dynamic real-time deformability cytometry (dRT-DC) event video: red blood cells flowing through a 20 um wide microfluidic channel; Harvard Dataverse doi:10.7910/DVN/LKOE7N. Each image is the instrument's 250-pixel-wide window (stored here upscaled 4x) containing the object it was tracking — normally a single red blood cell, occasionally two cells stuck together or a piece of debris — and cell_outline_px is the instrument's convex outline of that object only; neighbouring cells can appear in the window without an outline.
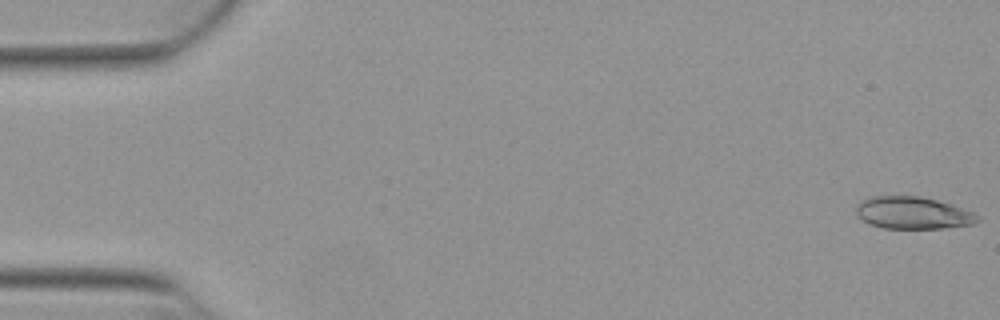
{"species": "Egyptian fruit bat (a non-hibernating species)", "species_latin": "Rousettus aegyptiacus", "temperature_condition": "warm", "stored_images_in_passage": 52, "camera_frame_rate_fps": 3000, "um_per_image_px": 0.085, "animal": {"sex": "female"}, "frame": {"image": 1, "passage_image": 1, "time_ms": 0.0, "image_size_px": [1000, 320], "cell_outline_px": [[980, 220], [972, 224], [944, 228], [884, 228], [868, 224], [856, 216], [856, 204], [860, 200], [872, 196], [920, 196], [952, 204], [972, 212], [980, 216]], "centroid_in_image_um": [77.55, 18.09], "position_along_channel_um": 7.4, "area_um2": 22.95}}
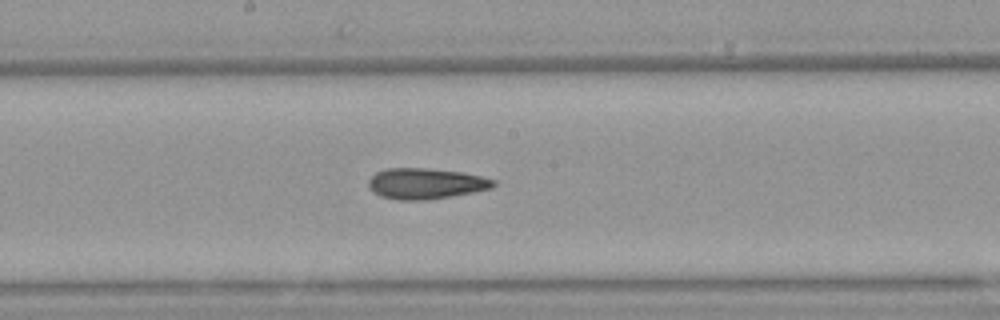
{"frame": {"image": 2, "passage_image": 28, "time_ms": 9.0, "image_size_px": [1000, 320], "cell_outline_px": [[496, 184], [492, 188], [452, 196], [424, 200], [396, 200], [380, 196], [372, 192], [368, 184], [368, 180], [376, 172], [384, 168], [428, 168], [464, 172], [496, 180]], "centroid_in_image_um": [36.16, 15.6], "position_along_channel_um": 212.0, "area_um2": 22.6}}
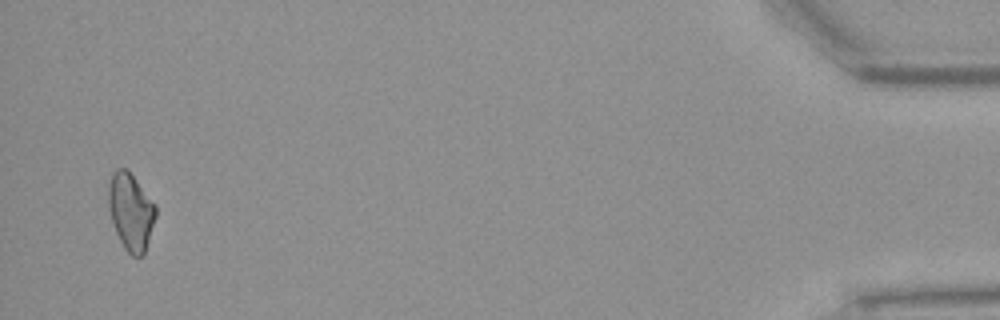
{"frame": {"image": 3, "passage_image": 51, "time_ms": 16.667, "image_size_px": [1000, 320], "cell_outline_px": [[156, 216], [144, 256], [132, 256], [124, 248], [116, 232], [112, 220], [108, 204], [108, 184], [112, 172], [116, 168], [124, 168], [136, 180], [156, 204]], "centroid_in_image_um": [11.12, 18.0], "position_along_channel_um": 424.1, "area_um2": 21.15}, "authors_computed_cell_mechanics": {"area_um2": 22.1085, "velocity_mm_per_s": 3.8981, "shape_relaxation_time_tau1_ms": null, "shape_relaxation_time_tau2_ms": 5.5991, "deformation_change_tau1": null, "deformation_change_tau2": 0.1467}}